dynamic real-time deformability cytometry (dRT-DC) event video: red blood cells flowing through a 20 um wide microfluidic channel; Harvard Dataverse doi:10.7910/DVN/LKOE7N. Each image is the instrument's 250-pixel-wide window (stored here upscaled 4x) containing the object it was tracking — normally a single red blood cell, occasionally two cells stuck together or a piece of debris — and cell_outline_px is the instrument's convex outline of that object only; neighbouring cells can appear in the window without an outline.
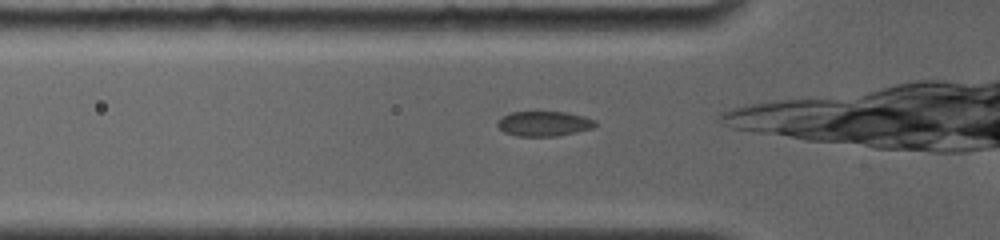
{"species": "common noctule bat (a hibernating species)", "species_latin": "Nyctalus noctula", "temperature_condition": "room temperature", "stored_images_in_passage": 36, "camera_frame_rate_fps": 4000, "um_per_image_px": 0.085, "animal": {"sex": "female", "body_mass_g": 19.0, "forearm_length_mm": 56.7}, "frame": {"image": 1, "passage_image": 2, "time_ms": 0.25, "image_size_px": [1000, 240], "cell_outline_px": [[596, 124], [592, 128], [576, 132], [556, 136], [516, 136], [504, 132], [496, 124], [504, 116], [512, 112], [568, 112], [584, 116], [596, 120]], "centroid_in_image_um": [46.26, 10.51], "position_along_channel_um": 79.5, "area_um2": 14.1}}
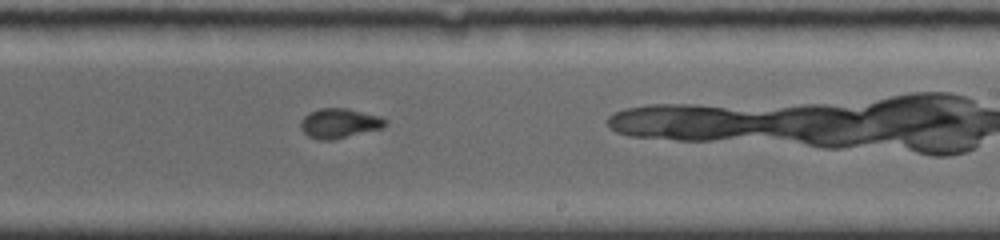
{"frame": {"image": 2, "passage_image": 16, "time_ms": 5.0, "image_size_px": [1000, 240], "cell_outline_px": [[388, 124], [384, 128], [336, 140], [320, 140], [308, 136], [300, 128], [300, 120], [308, 112], [320, 108], [348, 108], [380, 116], [388, 120]], "centroid_in_image_um": [28.87, 10.48], "position_along_channel_um": 260.1, "area_um2": 15.09}}
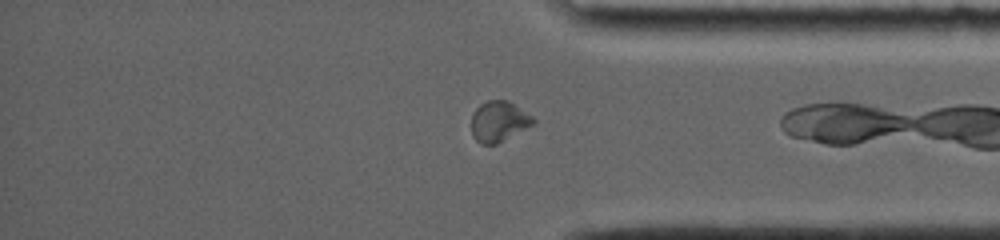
{"frame": {"image": 3, "passage_image": 27, "time_ms": 8.5, "image_size_px": [1000, 240], "cell_outline_px": [[536, 124], [496, 144], [480, 144], [472, 136], [472, 112], [480, 104], [488, 100], [508, 100], [532, 116], [536, 120]], "centroid_in_image_um": [42.41, 10.32], "position_along_channel_um": 392.8, "area_um2": 14.74}}